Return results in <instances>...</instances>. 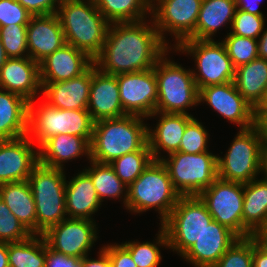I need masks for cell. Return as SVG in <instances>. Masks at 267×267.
<instances>
[{
	"instance_id": "obj_22",
	"label": "cell",
	"mask_w": 267,
	"mask_h": 267,
	"mask_svg": "<svg viewBox=\"0 0 267 267\" xmlns=\"http://www.w3.org/2000/svg\"><path fill=\"white\" fill-rule=\"evenodd\" d=\"M64 32L57 14L32 16L27 24L29 57L40 63L65 44Z\"/></svg>"
},
{
	"instance_id": "obj_12",
	"label": "cell",
	"mask_w": 267,
	"mask_h": 267,
	"mask_svg": "<svg viewBox=\"0 0 267 267\" xmlns=\"http://www.w3.org/2000/svg\"><path fill=\"white\" fill-rule=\"evenodd\" d=\"M213 220L243 238V184L217 178L199 195Z\"/></svg>"
},
{
	"instance_id": "obj_17",
	"label": "cell",
	"mask_w": 267,
	"mask_h": 267,
	"mask_svg": "<svg viewBox=\"0 0 267 267\" xmlns=\"http://www.w3.org/2000/svg\"><path fill=\"white\" fill-rule=\"evenodd\" d=\"M36 148L27 135L0 141V185L28 180L33 168L39 163Z\"/></svg>"
},
{
	"instance_id": "obj_31",
	"label": "cell",
	"mask_w": 267,
	"mask_h": 267,
	"mask_svg": "<svg viewBox=\"0 0 267 267\" xmlns=\"http://www.w3.org/2000/svg\"><path fill=\"white\" fill-rule=\"evenodd\" d=\"M234 83L242 97L255 108L267 89V60L257 57L236 68Z\"/></svg>"
},
{
	"instance_id": "obj_39",
	"label": "cell",
	"mask_w": 267,
	"mask_h": 267,
	"mask_svg": "<svg viewBox=\"0 0 267 267\" xmlns=\"http://www.w3.org/2000/svg\"><path fill=\"white\" fill-rule=\"evenodd\" d=\"M253 265L252 237L238 238L213 267H251Z\"/></svg>"
},
{
	"instance_id": "obj_10",
	"label": "cell",
	"mask_w": 267,
	"mask_h": 267,
	"mask_svg": "<svg viewBox=\"0 0 267 267\" xmlns=\"http://www.w3.org/2000/svg\"><path fill=\"white\" fill-rule=\"evenodd\" d=\"M172 49L194 57L197 71H191L198 90L234 81L235 68L220 40L185 39Z\"/></svg>"
},
{
	"instance_id": "obj_7",
	"label": "cell",
	"mask_w": 267,
	"mask_h": 267,
	"mask_svg": "<svg viewBox=\"0 0 267 267\" xmlns=\"http://www.w3.org/2000/svg\"><path fill=\"white\" fill-rule=\"evenodd\" d=\"M28 182L36 206L37 235L67 218L65 205V171L38 163Z\"/></svg>"
},
{
	"instance_id": "obj_54",
	"label": "cell",
	"mask_w": 267,
	"mask_h": 267,
	"mask_svg": "<svg viewBox=\"0 0 267 267\" xmlns=\"http://www.w3.org/2000/svg\"><path fill=\"white\" fill-rule=\"evenodd\" d=\"M0 267H9L8 243L0 242Z\"/></svg>"
},
{
	"instance_id": "obj_55",
	"label": "cell",
	"mask_w": 267,
	"mask_h": 267,
	"mask_svg": "<svg viewBox=\"0 0 267 267\" xmlns=\"http://www.w3.org/2000/svg\"><path fill=\"white\" fill-rule=\"evenodd\" d=\"M254 111H267V89L264 92L262 100L254 108Z\"/></svg>"
},
{
	"instance_id": "obj_46",
	"label": "cell",
	"mask_w": 267,
	"mask_h": 267,
	"mask_svg": "<svg viewBox=\"0 0 267 267\" xmlns=\"http://www.w3.org/2000/svg\"><path fill=\"white\" fill-rule=\"evenodd\" d=\"M45 267H83L81 259H72L58 254L48 248L46 243V266Z\"/></svg>"
},
{
	"instance_id": "obj_25",
	"label": "cell",
	"mask_w": 267,
	"mask_h": 267,
	"mask_svg": "<svg viewBox=\"0 0 267 267\" xmlns=\"http://www.w3.org/2000/svg\"><path fill=\"white\" fill-rule=\"evenodd\" d=\"M65 205L67 218L89 219L94 221L95 214L102 203L90 176L83 170L66 180Z\"/></svg>"
},
{
	"instance_id": "obj_14",
	"label": "cell",
	"mask_w": 267,
	"mask_h": 267,
	"mask_svg": "<svg viewBox=\"0 0 267 267\" xmlns=\"http://www.w3.org/2000/svg\"><path fill=\"white\" fill-rule=\"evenodd\" d=\"M96 222L89 219L66 218L42 234L52 251L72 259H82L96 242Z\"/></svg>"
},
{
	"instance_id": "obj_52",
	"label": "cell",
	"mask_w": 267,
	"mask_h": 267,
	"mask_svg": "<svg viewBox=\"0 0 267 267\" xmlns=\"http://www.w3.org/2000/svg\"><path fill=\"white\" fill-rule=\"evenodd\" d=\"M258 41V57L267 60V29L262 32Z\"/></svg>"
},
{
	"instance_id": "obj_26",
	"label": "cell",
	"mask_w": 267,
	"mask_h": 267,
	"mask_svg": "<svg viewBox=\"0 0 267 267\" xmlns=\"http://www.w3.org/2000/svg\"><path fill=\"white\" fill-rule=\"evenodd\" d=\"M39 163L64 170L63 162L85 154L90 161V143L81 136L58 134L46 140L39 148Z\"/></svg>"
},
{
	"instance_id": "obj_30",
	"label": "cell",
	"mask_w": 267,
	"mask_h": 267,
	"mask_svg": "<svg viewBox=\"0 0 267 267\" xmlns=\"http://www.w3.org/2000/svg\"><path fill=\"white\" fill-rule=\"evenodd\" d=\"M0 198L26 229L37 235L36 206L28 180L0 185Z\"/></svg>"
},
{
	"instance_id": "obj_44",
	"label": "cell",
	"mask_w": 267,
	"mask_h": 267,
	"mask_svg": "<svg viewBox=\"0 0 267 267\" xmlns=\"http://www.w3.org/2000/svg\"><path fill=\"white\" fill-rule=\"evenodd\" d=\"M102 248L108 253L112 267H137L130 252L122 244H108Z\"/></svg>"
},
{
	"instance_id": "obj_47",
	"label": "cell",
	"mask_w": 267,
	"mask_h": 267,
	"mask_svg": "<svg viewBox=\"0 0 267 267\" xmlns=\"http://www.w3.org/2000/svg\"><path fill=\"white\" fill-rule=\"evenodd\" d=\"M253 127L261 137L263 146H267V111H254Z\"/></svg>"
},
{
	"instance_id": "obj_53",
	"label": "cell",
	"mask_w": 267,
	"mask_h": 267,
	"mask_svg": "<svg viewBox=\"0 0 267 267\" xmlns=\"http://www.w3.org/2000/svg\"><path fill=\"white\" fill-rule=\"evenodd\" d=\"M259 172H261V175L264 174L261 179L267 182V146H263L261 151Z\"/></svg>"
},
{
	"instance_id": "obj_36",
	"label": "cell",
	"mask_w": 267,
	"mask_h": 267,
	"mask_svg": "<svg viewBox=\"0 0 267 267\" xmlns=\"http://www.w3.org/2000/svg\"><path fill=\"white\" fill-rule=\"evenodd\" d=\"M153 242L128 241L121 243L131 254L137 267H158L162 257L159 246L168 248V238L165 230L160 226L157 239Z\"/></svg>"
},
{
	"instance_id": "obj_15",
	"label": "cell",
	"mask_w": 267,
	"mask_h": 267,
	"mask_svg": "<svg viewBox=\"0 0 267 267\" xmlns=\"http://www.w3.org/2000/svg\"><path fill=\"white\" fill-rule=\"evenodd\" d=\"M121 104L127 115L148 117L156 112L158 100L154 68L116 75Z\"/></svg>"
},
{
	"instance_id": "obj_50",
	"label": "cell",
	"mask_w": 267,
	"mask_h": 267,
	"mask_svg": "<svg viewBox=\"0 0 267 267\" xmlns=\"http://www.w3.org/2000/svg\"><path fill=\"white\" fill-rule=\"evenodd\" d=\"M253 265L254 267H267V254L264 253L253 240Z\"/></svg>"
},
{
	"instance_id": "obj_9",
	"label": "cell",
	"mask_w": 267,
	"mask_h": 267,
	"mask_svg": "<svg viewBox=\"0 0 267 267\" xmlns=\"http://www.w3.org/2000/svg\"><path fill=\"white\" fill-rule=\"evenodd\" d=\"M167 156L161 162L180 196L199 195L218 178V156L209 151L198 154L177 151Z\"/></svg>"
},
{
	"instance_id": "obj_27",
	"label": "cell",
	"mask_w": 267,
	"mask_h": 267,
	"mask_svg": "<svg viewBox=\"0 0 267 267\" xmlns=\"http://www.w3.org/2000/svg\"><path fill=\"white\" fill-rule=\"evenodd\" d=\"M28 107L23 97L0 89V141L27 135Z\"/></svg>"
},
{
	"instance_id": "obj_23",
	"label": "cell",
	"mask_w": 267,
	"mask_h": 267,
	"mask_svg": "<svg viewBox=\"0 0 267 267\" xmlns=\"http://www.w3.org/2000/svg\"><path fill=\"white\" fill-rule=\"evenodd\" d=\"M41 94L50 106L64 110H87L91 86V66L80 76L41 84Z\"/></svg>"
},
{
	"instance_id": "obj_49",
	"label": "cell",
	"mask_w": 267,
	"mask_h": 267,
	"mask_svg": "<svg viewBox=\"0 0 267 267\" xmlns=\"http://www.w3.org/2000/svg\"><path fill=\"white\" fill-rule=\"evenodd\" d=\"M261 0H236L237 9L259 16H264L258 6Z\"/></svg>"
},
{
	"instance_id": "obj_45",
	"label": "cell",
	"mask_w": 267,
	"mask_h": 267,
	"mask_svg": "<svg viewBox=\"0 0 267 267\" xmlns=\"http://www.w3.org/2000/svg\"><path fill=\"white\" fill-rule=\"evenodd\" d=\"M33 16L50 15L57 12L60 0H17ZM56 6V7H55Z\"/></svg>"
},
{
	"instance_id": "obj_40",
	"label": "cell",
	"mask_w": 267,
	"mask_h": 267,
	"mask_svg": "<svg viewBox=\"0 0 267 267\" xmlns=\"http://www.w3.org/2000/svg\"><path fill=\"white\" fill-rule=\"evenodd\" d=\"M31 235L0 198V242H19L27 239Z\"/></svg>"
},
{
	"instance_id": "obj_51",
	"label": "cell",
	"mask_w": 267,
	"mask_h": 267,
	"mask_svg": "<svg viewBox=\"0 0 267 267\" xmlns=\"http://www.w3.org/2000/svg\"><path fill=\"white\" fill-rule=\"evenodd\" d=\"M255 244L267 254V229L259 230L251 234Z\"/></svg>"
},
{
	"instance_id": "obj_5",
	"label": "cell",
	"mask_w": 267,
	"mask_h": 267,
	"mask_svg": "<svg viewBox=\"0 0 267 267\" xmlns=\"http://www.w3.org/2000/svg\"><path fill=\"white\" fill-rule=\"evenodd\" d=\"M29 102L27 136L39 148L46 140L58 134H71L91 142L94 121L87 110H64L45 101L35 106Z\"/></svg>"
},
{
	"instance_id": "obj_19",
	"label": "cell",
	"mask_w": 267,
	"mask_h": 267,
	"mask_svg": "<svg viewBox=\"0 0 267 267\" xmlns=\"http://www.w3.org/2000/svg\"><path fill=\"white\" fill-rule=\"evenodd\" d=\"M239 237L215 220L181 256L194 267H213Z\"/></svg>"
},
{
	"instance_id": "obj_18",
	"label": "cell",
	"mask_w": 267,
	"mask_h": 267,
	"mask_svg": "<svg viewBox=\"0 0 267 267\" xmlns=\"http://www.w3.org/2000/svg\"><path fill=\"white\" fill-rule=\"evenodd\" d=\"M87 111L94 122L127 115L122 107L117 77L91 65V86Z\"/></svg>"
},
{
	"instance_id": "obj_48",
	"label": "cell",
	"mask_w": 267,
	"mask_h": 267,
	"mask_svg": "<svg viewBox=\"0 0 267 267\" xmlns=\"http://www.w3.org/2000/svg\"><path fill=\"white\" fill-rule=\"evenodd\" d=\"M98 253H99L98 259H91L88 257V255L84 256L81 259L82 266L83 267H112L108 253L103 248H101Z\"/></svg>"
},
{
	"instance_id": "obj_8",
	"label": "cell",
	"mask_w": 267,
	"mask_h": 267,
	"mask_svg": "<svg viewBox=\"0 0 267 267\" xmlns=\"http://www.w3.org/2000/svg\"><path fill=\"white\" fill-rule=\"evenodd\" d=\"M213 220L198 195L180 196L168 218L161 224L168 238V249L182 256Z\"/></svg>"
},
{
	"instance_id": "obj_4",
	"label": "cell",
	"mask_w": 267,
	"mask_h": 267,
	"mask_svg": "<svg viewBox=\"0 0 267 267\" xmlns=\"http://www.w3.org/2000/svg\"><path fill=\"white\" fill-rule=\"evenodd\" d=\"M179 198L180 194L174 189L166 166L161 160H153L128 187L125 209L137 214L153 208L160 214L162 224Z\"/></svg>"
},
{
	"instance_id": "obj_1",
	"label": "cell",
	"mask_w": 267,
	"mask_h": 267,
	"mask_svg": "<svg viewBox=\"0 0 267 267\" xmlns=\"http://www.w3.org/2000/svg\"><path fill=\"white\" fill-rule=\"evenodd\" d=\"M145 20L110 23L102 51L93 60L102 73L116 76L152 69L172 49L160 38L152 18Z\"/></svg>"
},
{
	"instance_id": "obj_41",
	"label": "cell",
	"mask_w": 267,
	"mask_h": 267,
	"mask_svg": "<svg viewBox=\"0 0 267 267\" xmlns=\"http://www.w3.org/2000/svg\"><path fill=\"white\" fill-rule=\"evenodd\" d=\"M207 129L196 118H193L186 126L179 152L188 154H198L208 152V140H210Z\"/></svg>"
},
{
	"instance_id": "obj_29",
	"label": "cell",
	"mask_w": 267,
	"mask_h": 267,
	"mask_svg": "<svg viewBox=\"0 0 267 267\" xmlns=\"http://www.w3.org/2000/svg\"><path fill=\"white\" fill-rule=\"evenodd\" d=\"M236 0H202L195 31L187 39L213 40L222 25L232 27Z\"/></svg>"
},
{
	"instance_id": "obj_34",
	"label": "cell",
	"mask_w": 267,
	"mask_h": 267,
	"mask_svg": "<svg viewBox=\"0 0 267 267\" xmlns=\"http://www.w3.org/2000/svg\"><path fill=\"white\" fill-rule=\"evenodd\" d=\"M9 267H45L46 241L32 234L23 241L8 243Z\"/></svg>"
},
{
	"instance_id": "obj_24",
	"label": "cell",
	"mask_w": 267,
	"mask_h": 267,
	"mask_svg": "<svg viewBox=\"0 0 267 267\" xmlns=\"http://www.w3.org/2000/svg\"><path fill=\"white\" fill-rule=\"evenodd\" d=\"M158 124L152 129L148 127V144L154 160H161V152L168 155L179 151L181 139L187 124L194 118L191 114H173L155 112L148 118L157 116ZM151 128V129H150Z\"/></svg>"
},
{
	"instance_id": "obj_16",
	"label": "cell",
	"mask_w": 267,
	"mask_h": 267,
	"mask_svg": "<svg viewBox=\"0 0 267 267\" xmlns=\"http://www.w3.org/2000/svg\"><path fill=\"white\" fill-rule=\"evenodd\" d=\"M206 102L212 109L240 129L253 127L254 108L237 91L234 81L209 85L199 90V104Z\"/></svg>"
},
{
	"instance_id": "obj_2",
	"label": "cell",
	"mask_w": 267,
	"mask_h": 267,
	"mask_svg": "<svg viewBox=\"0 0 267 267\" xmlns=\"http://www.w3.org/2000/svg\"><path fill=\"white\" fill-rule=\"evenodd\" d=\"M145 117L125 115L94 122L90 160L111 163L125 154L140 151L148 144Z\"/></svg>"
},
{
	"instance_id": "obj_13",
	"label": "cell",
	"mask_w": 267,
	"mask_h": 267,
	"mask_svg": "<svg viewBox=\"0 0 267 267\" xmlns=\"http://www.w3.org/2000/svg\"><path fill=\"white\" fill-rule=\"evenodd\" d=\"M151 15L160 38L168 45L165 33L175 37L173 46L187 39L196 28L202 0H154ZM165 32V33H164Z\"/></svg>"
},
{
	"instance_id": "obj_11",
	"label": "cell",
	"mask_w": 267,
	"mask_h": 267,
	"mask_svg": "<svg viewBox=\"0 0 267 267\" xmlns=\"http://www.w3.org/2000/svg\"><path fill=\"white\" fill-rule=\"evenodd\" d=\"M263 142L254 127L240 129L224 157H217L218 178L246 184L260 174Z\"/></svg>"
},
{
	"instance_id": "obj_28",
	"label": "cell",
	"mask_w": 267,
	"mask_h": 267,
	"mask_svg": "<svg viewBox=\"0 0 267 267\" xmlns=\"http://www.w3.org/2000/svg\"><path fill=\"white\" fill-rule=\"evenodd\" d=\"M243 238L267 229V182L254 179L243 184Z\"/></svg>"
},
{
	"instance_id": "obj_35",
	"label": "cell",
	"mask_w": 267,
	"mask_h": 267,
	"mask_svg": "<svg viewBox=\"0 0 267 267\" xmlns=\"http://www.w3.org/2000/svg\"><path fill=\"white\" fill-rule=\"evenodd\" d=\"M153 160L149 144H147L140 151H134L116 158L110 165L117 177L129 187Z\"/></svg>"
},
{
	"instance_id": "obj_6",
	"label": "cell",
	"mask_w": 267,
	"mask_h": 267,
	"mask_svg": "<svg viewBox=\"0 0 267 267\" xmlns=\"http://www.w3.org/2000/svg\"><path fill=\"white\" fill-rule=\"evenodd\" d=\"M167 53L154 66L158 92L156 112L189 114L186 110L199 104L198 87L192 71L167 59Z\"/></svg>"
},
{
	"instance_id": "obj_38",
	"label": "cell",
	"mask_w": 267,
	"mask_h": 267,
	"mask_svg": "<svg viewBox=\"0 0 267 267\" xmlns=\"http://www.w3.org/2000/svg\"><path fill=\"white\" fill-rule=\"evenodd\" d=\"M0 40L8 58L29 57L27 24H10L0 27Z\"/></svg>"
},
{
	"instance_id": "obj_32",
	"label": "cell",
	"mask_w": 267,
	"mask_h": 267,
	"mask_svg": "<svg viewBox=\"0 0 267 267\" xmlns=\"http://www.w3.org/2000/svg\"><path fill=\"white\" fill-rule=\"evenodd\" d=\"M109 23L135 22L151 15L150 0H94Z\"/></svg>"
},
{
	"instance_id": "obj_21",
	"label": "cell",
	"mask_w": 267,
	"mask_h": 267,
	"mask_svg": "<svg viewBox=\"0 0 267 267\" xmlns=\"http://www.w3.org/2000/svg\"><path fill=\"white\" fill-rule=\"evenodd\" d=\"M85 52L65 43L39 63L41 84L55 83L80 76L92 64Z\"/></svg>"
},
{
	"instance_id": "obj_56",
	"label": "cell",
	"mask_w": 267,
	"mask_h": 267,
	"mask_svg": "<svg viewBox=\"0 0 267 267\" xmlns=\"http://www.w3.org/2000/svg\"><path fill=\"white\" fill-rule=\"evenodd\" d=\"M7 59H8V57L6 56V53L4 51V47H3L2 42L0 40V69L4 65V63L6 62Z\"/></svg>"
},
{
	"instance_id": "obj_42",
	"label": "cell",
	"mask_w": 267,
	"mask_h": 267,
	"mask_svg": "<svg viewBox=\"0 0 267 267\" xmlns=\"http://www.w3.org/2000/svg\"><path fill=\"white\" fill-rule=\"evenodd\" d=\"M264 25V16L236 9L230 32L240 37L258 39L264 30Z\"/></svg>"
},
{
	"instance_id": "obj_20",
	"label": "cell",
	"mask_w": 267,
	"mask_h": 267,
	"mask_svg": "<svg viewBox=\"0 0 267 267\" xmlns=\"http://www.w3.org/2000/svg\"><path fill=\"white\" fill-rule=\"evenodd\" d=\"M0 89L15 93L28 102L36 100L42 92L39 63L30 57L8 58L0 69Z\"/></svg>"
},
{
	"instance_id": "obj_43",
	"label": "cell",
	"mask_w": 267,
	"mask_h": 267,
	"mask_svg": "<svg viewBox=\"0 0 267 267\" xmlns=\"http://www.w3.org/2000/svg\"><path fill=\"white\" fill-rule=\"evenodd\" d=\"M32 16L17 0H0V27L28 24Z\"/></svg>"
},
{
	"instance_id": "obj_3",
	"label": "cell",
	"mask_w": 267,
	"mask_h": 267,
	"mask_svg": "<svg viewBox=\"0 0 267 267\" xmlns=\"http://www.w3.org/2000/svg\"><path fill=\"white\" fill-rule=\"evenodd\" d=\"M56 14L65 42L94 60L102 51L110 26L94 0H60Z\"/></svg>"
},
{
	"instance_id": "obj_37",
	"label": "cell",
	"mask_w": 267,
	"mask_h": 267,
	"mask_svg": "<svg viewBox=\"0 0 267 267\" xmlns=\"http://www.w3.org/2000/svg\"><path fill=\"white\" fill-rule=\"evenodd\" d=\"M221 42L224 44L235 69L258 57L257 39L240 37L229 32Z\"/></svg>"
},
{
	"instance_id": "obj_33",
	"label": "cell",
	"mask_w": 267,
	"mask_h": 267,
	"mask_svg": "<svg viewBox=\"0 0 267 267\" xmlns=\"http://www.w3.org/2000/svg\"><path fill=\"white\" fill-rule=\"evenodd\" d=\"M89 162L91 167L85 168L84 171L90 176L101 203L104 198L119 199L120 197L123 198L124 206H126L128 187L117 177L112 166L109 163L92 160Z\"/></svg>"
}]
</instances>
